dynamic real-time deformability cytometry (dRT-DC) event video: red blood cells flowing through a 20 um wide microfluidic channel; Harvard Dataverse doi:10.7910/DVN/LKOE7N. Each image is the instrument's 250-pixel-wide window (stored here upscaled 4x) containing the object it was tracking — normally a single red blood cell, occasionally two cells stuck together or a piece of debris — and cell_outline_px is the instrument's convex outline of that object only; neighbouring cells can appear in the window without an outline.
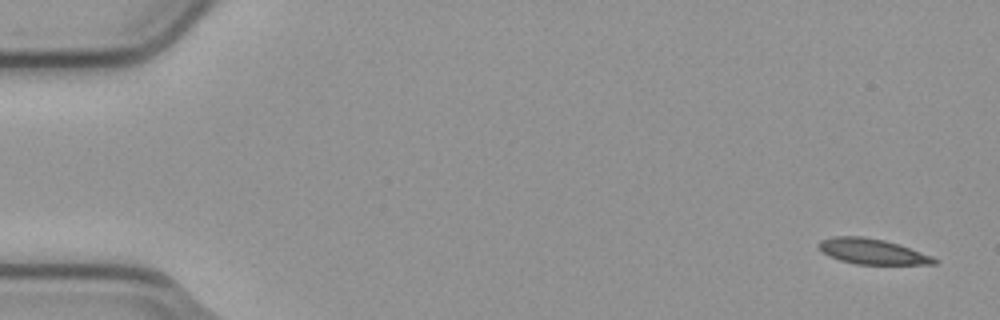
{"species": "common noctule bat (a hibernating species)", "species_latin": "Nyctalus noctula", "temperature_condition": "cold", "stored_images_in_passage": 4, "camera_frame_rate_fps": 3000, "um_per_image_px": 0.085, "animal": {"sex": "male", "body_mass_g": 23.1, "forearm_length_mm": 52.7}, "frame": {"image": 1, "passage_image": 1, "time_ms": 0.0, "image_size_px": [1000, 320], "cell_outline_px": [[940, 260], [936, 264], [856, 264], [840, 260], [824, 252], [820, 248], [820, 240], [832, 236], [864, 236], [884, 240], [900, 244], [932, 256]], "centroid_in_image_um": [74.2, 21.37], "position_along_channel_um": 10.8, "area_um2": 16.99}}
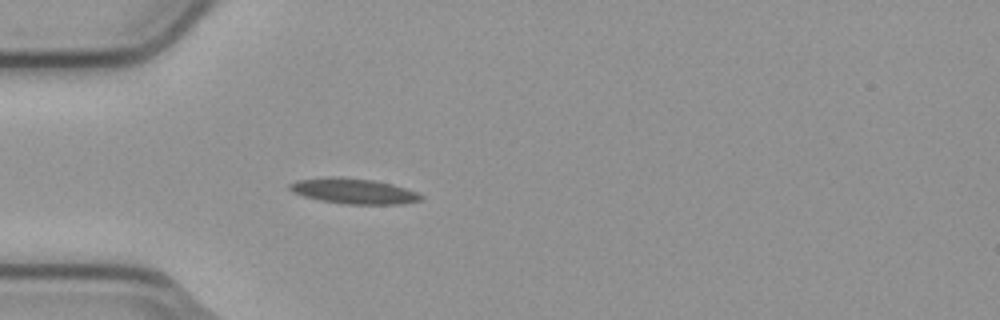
{"frame": {"image": 2, "passage_image": 4, "time_ms": 1.0, "image_size_px": [1000, 320], "cell_outline_px": [[424, 200], [400, 204], [344, 204], [320, 200], [304, 196], [292, 192], [288, 188], [288, 184], [296, 180], [332, 176], [336, 176], [372, 180], [392, 184], [416, 192], [424, 196]], "centroid_in_image_um": [30.04, 16.24], "position_along_channel_um": 55.0, "area_um2": 19.48}}